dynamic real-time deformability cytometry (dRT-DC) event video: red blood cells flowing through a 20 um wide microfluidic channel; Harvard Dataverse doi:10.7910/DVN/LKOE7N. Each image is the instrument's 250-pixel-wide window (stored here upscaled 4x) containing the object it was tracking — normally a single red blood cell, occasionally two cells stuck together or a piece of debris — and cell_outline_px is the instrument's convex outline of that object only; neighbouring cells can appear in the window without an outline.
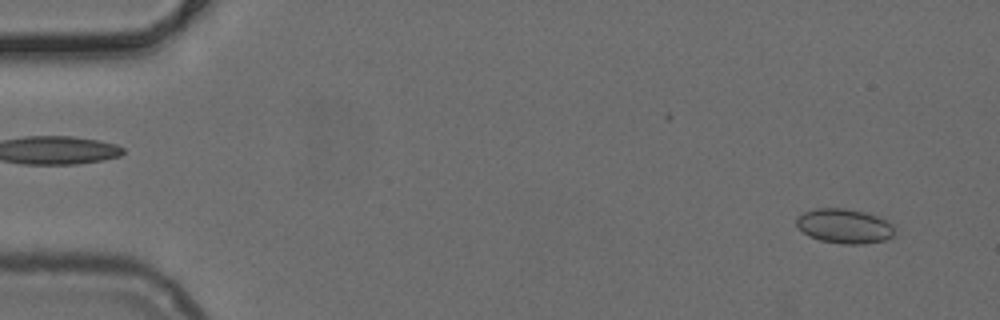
{"species": "common noctule bat (a hibernating species)", "species_latin": "Nyctalus noctula", "temperature_condition": "cold", "stored_images_in_passage": 51, "camera_frame_rate_fps": 3000, "um_per_image_px": 0.085, "animal": {"sex": "female", "body_mass_g": 24.6, "forearm_length_mm": 56.2}, "frame": {"image": 1, "passage_image": 3, "time_ms": 0.667, "image_size_px": [1000, 320], "cell_outline_px": [[896, 232], [892, 236], [884, 240], [864, 244], [844, 244], [820, 240], [808, 236], [796, 224], [796, 216], [804, 212], [816, 208], [844, 208], [864, 212], [876, 216], [892, 224]], "centroid_in_image_um": [71.76, 19.22], "position_along_channel_um": 13.2, "area_um2": 19.71}}
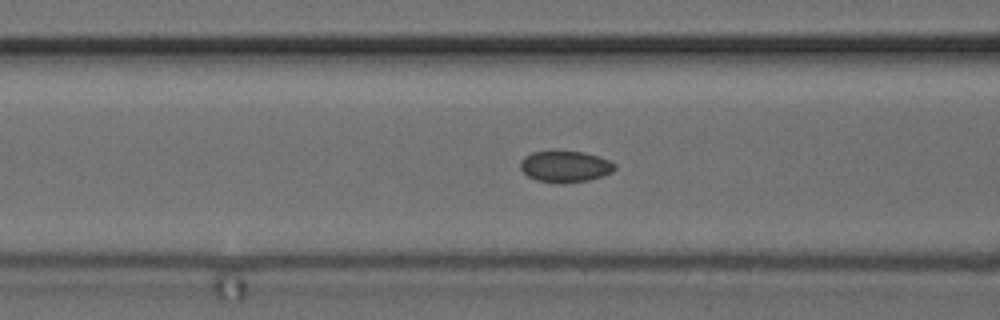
{"frame": {"image": 2, "passage_image": 20, "time_ms": 6.333, "image_size_px": [1000, 320], "cell_outline_px": [[616, 168], [612, 172], [604, 176], [588, 180], [564, 184], [556, 184], [536, 180], [528, 176], [520, 168], [520, 160], [524, 156], [532, 152], [552, 148], [556, 148], [584, 152], [608, 160], [616, 164]], "centroid_in_image_um": [48.0, 14.12], "position_along_channel_um": 118.6, "area_um2": 18.09}}
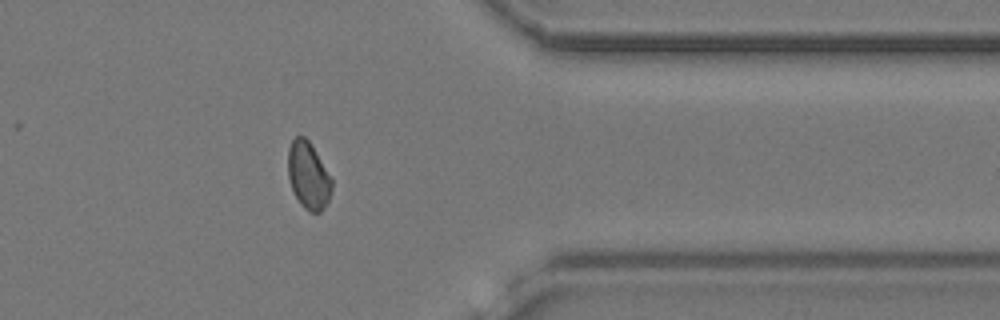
{"frame": {"image": 3, "passage_image": 41, "time_ms": 13.333, "image_size_px": [1000, 320], "cell_outline_px": [[332, 188], [328, 200], [324, 208], [320, 212], [312, 212], [304, 208], [300, 204], [292, 188], [288, 176], [288, 148], [292, 140], [296, 136], [304, 136], [308, 140], [332, 180]], "centroid_in_image_um": [26.19, 14.93], "position_along_channel_um": 385.2, "area_um2": 16.76}}